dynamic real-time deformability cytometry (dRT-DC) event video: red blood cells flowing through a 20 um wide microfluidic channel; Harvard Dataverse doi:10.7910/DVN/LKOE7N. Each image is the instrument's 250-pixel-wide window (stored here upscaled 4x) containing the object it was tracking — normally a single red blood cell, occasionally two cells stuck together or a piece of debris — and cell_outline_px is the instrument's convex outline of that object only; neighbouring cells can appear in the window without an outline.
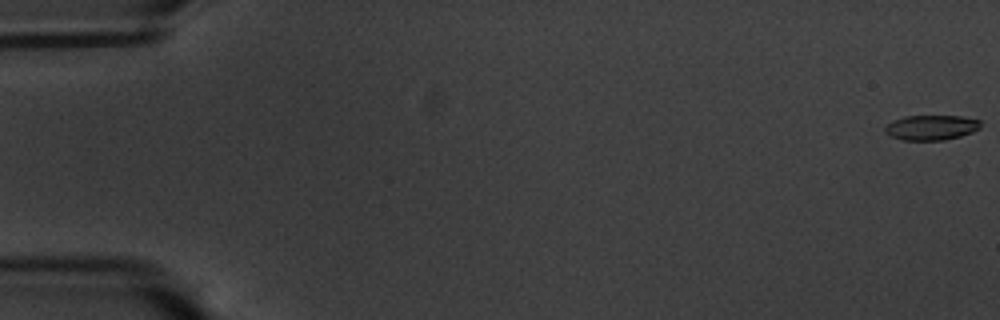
{"species": "common noctule bat (a hibernating species)", "species_latin": "Nyctalus noctula", "temperature_condition": "warm", "stored_images_in_passage": 59, "camera_frame_rate_fps": 3000, "um_per_image_px": 0.085, "animal": {"sex": "male", "body_mass_g": 20.1, "forearm_length_mm": 53.5}, "frame": {"image": 1, "passage_image": 1, "time_ms": 0.0, "image_size_px": [1000, 320], "cell_outline_px": [[980, 128], [972, 132], [960, 136], [944, 140], [900, 140], [888, 136], [884, 132], [884, 128], [888, 124], [904, 116], [960, 116], [980, 120]], "centroid_in_image_um": [79.13, 10.85], "position_along_channel_um": 5.9, "area_um2": 13.93}}
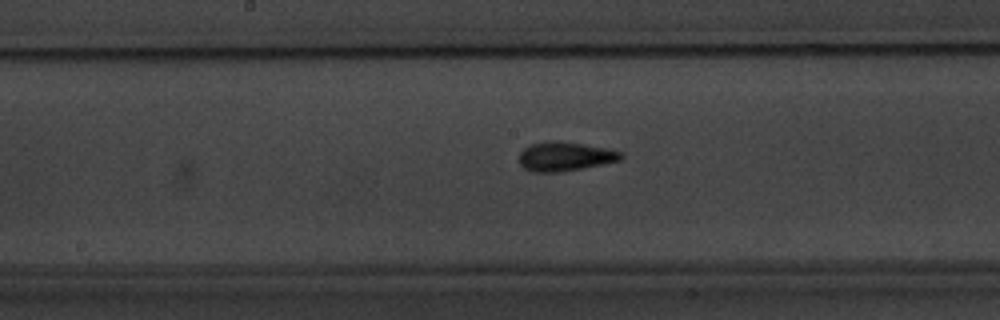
{"frame": {"image": 2, "passage_image": 31, "time_ms": 10.0, "image_size_px": [1000, 320], "cell_outline_px": [[624, 156], [620, 160], [604, 164], [584, 168], [560, 172], [532, 172], [524, 168], [520, 164], [520, 152], [524, 148], [532, 144], [552, 140], [556, 140], [612, 148], [620, 152]], "centroid_in_image_um": [48.06, 13.29], "position_along_channel_um": 200.1, "area_um2": 17.46}}
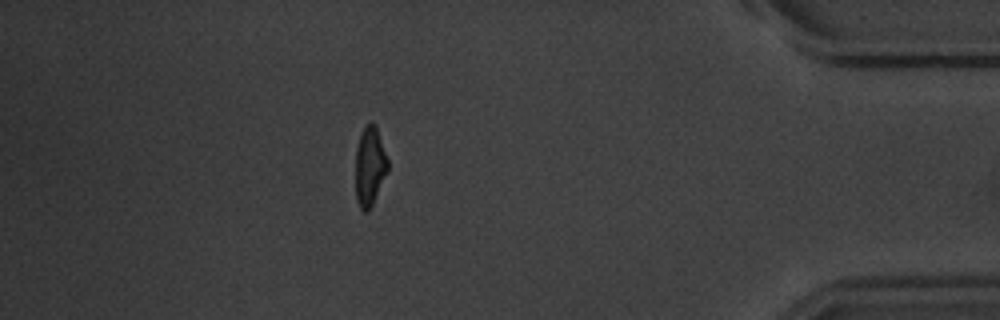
{"frame": {"image": 3, "passage_image": 52, "time_ms": 17.0, "image_size_px": [1000, 320], "cell_outline_px": [[388, 172], [368, 212], [364, 212], [360, 208], [356, 200], [356, 148], [364, 124], [372, 120], [376, 124], [388, 160]], "centroid_in_image_um": [31.44, 14.09], "position_along_channel_um": 403.8, "area_um2": 15.09}, "authors_computed_cell_mechanics": {"area_um2": 15.4904, "velocity_mm_per_s": 3.5144, "shape_relaxation_time_tau1_ms": 3.9756, "shape_relaxation_time_tau2_ms": 2.2709, "deformation_change_tau1": 0.167, "deformation_change_tau2": 0.0971}}